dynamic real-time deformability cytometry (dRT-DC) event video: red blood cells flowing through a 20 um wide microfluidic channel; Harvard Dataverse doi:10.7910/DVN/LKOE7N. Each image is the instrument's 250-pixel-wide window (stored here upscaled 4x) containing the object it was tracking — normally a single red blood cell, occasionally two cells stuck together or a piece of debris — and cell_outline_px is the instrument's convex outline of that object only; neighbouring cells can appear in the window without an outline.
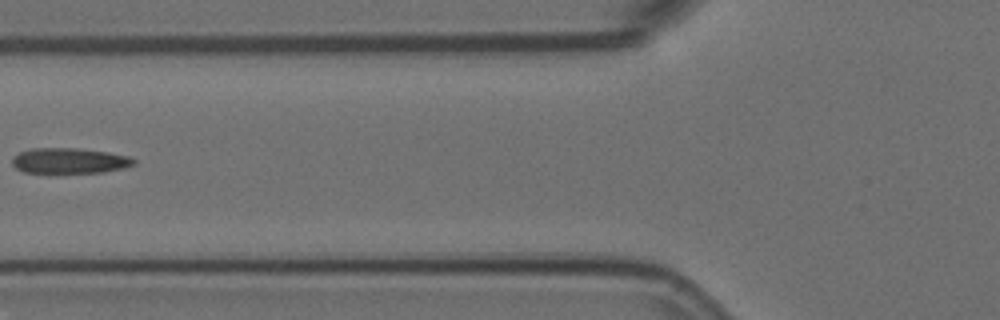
{"species": "Egyptian fruit bat (a non-hibernating species)", "species_latin": "Rousettus aegyptiacus", "temperature_condition": "room temperature", "stored_images_in_passage": 7, "segment_of_instrument_passage": [2, 2], "camera_frame_rate_fps": 3000, "um_per_image_px": 0.085, "animal": {"sex": "female"}, "frame": {"image": 1, "passage_image": 7, "time_ms": 2.0, "image_size_px": [1000, 320], "cell_outline_px": [[136, 164], [124, 168], [104, 172], [24, 172], [16, 168], [12, 164], [12, 160], [20, 152], [32, 148], [76, 148], [108, 152], [128, 156], [136, 160]], "centroid_in_image_um": [5.94, 13.66], "position_along_channel_um": 119.9, "area_um2": 17.86}}